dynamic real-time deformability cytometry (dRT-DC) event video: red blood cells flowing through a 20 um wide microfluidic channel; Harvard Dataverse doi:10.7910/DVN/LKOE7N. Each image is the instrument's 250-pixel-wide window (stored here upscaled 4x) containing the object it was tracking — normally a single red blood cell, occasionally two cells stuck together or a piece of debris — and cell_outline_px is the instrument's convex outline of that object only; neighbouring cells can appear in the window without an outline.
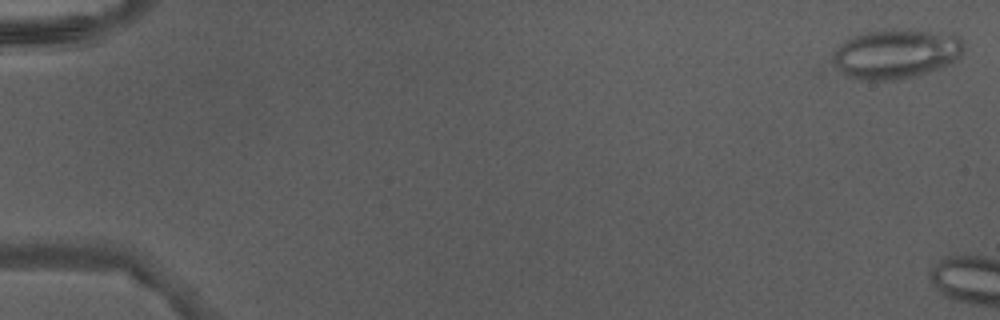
{"species": "Egyptian fruit bat (a non-hibernating species)", "species_latin": "Rousettus aegyptiacus", "temperature_condition": "warm", "stored_images_in_passage": 5, "camera_frame_rate_fps": 3000, "um_per_image_px": 0.085, "animal": {"sex": "male"}, "frame": {"image": 1, "passage_image": 1, "time_ms": 0.0, "image_size_px": [1000, 320], "cell_outline_px": [[964, 48], [960, 56], [956, 60], [940, 68], [916, 76], [900, 80], [860, 80], [848, 76], [840, 72], [836, 68], [832, 60], [832, 52], [844, 40], [852, 36], [884, 28], [904, 28], [952, 32], [960, 36], [964, 40]], "centroid_in_image_um": [76.19, 4.54], "position_along_channel_um": 8.8, "area_um2": 39.02}}